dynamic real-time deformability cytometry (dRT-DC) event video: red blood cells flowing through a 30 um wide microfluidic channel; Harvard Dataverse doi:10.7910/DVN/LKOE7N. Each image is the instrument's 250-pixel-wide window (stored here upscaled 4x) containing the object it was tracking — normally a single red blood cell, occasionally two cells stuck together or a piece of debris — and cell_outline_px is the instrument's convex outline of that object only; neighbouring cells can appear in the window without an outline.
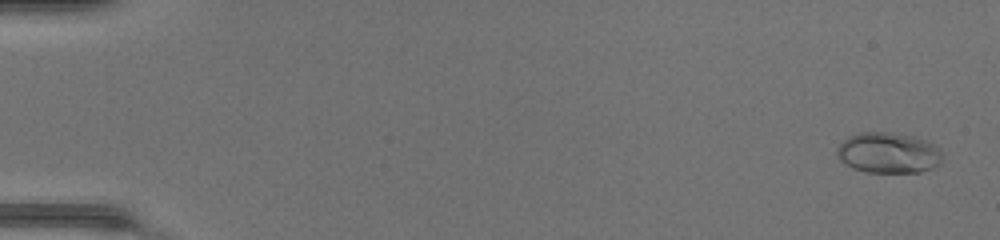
{"species": "common noctule bat (a hibernating species)", "species_latin": "Nyctalus noctula", "temperature_condition": "warm", "stored_images_in_passage": 50, "camera_frame_rate_fps": 3000, "um_per_image_px": 0.085, "animal": {"sex": "female", "body_mass_g": 17.0, "forearm_length_mm": 48.0}, "frame": {"image": 1, "passage_image": 2, "time_ms": 0.333, "image_size_px": [1000, 240], "cell_outline_px": [[940, 164], [932, 168], [920, 172], [868, 172], [852, 168], [844, 164], [836, 156], [836, 148], [848, 136], [860, 132], [888, 132], [912, 136], [924, 140], [932, 144], [940, 152]], "centroid_in_image_um": [75.44, 12.99], "position_along_channel_um": 9.6, "area_um2": 24.85}}
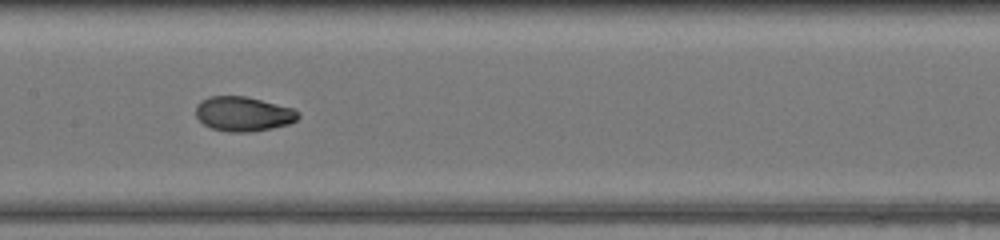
{"frame": {"image": 2, "passage_image": 26, "time_ms": 8.333, "image_size_px": [1000, 240], "cell_outline_px": [[300, 116], [296, 120], [288, 124], [272, 128], [252, 132], [228, 132], [212, 128], [204, 124], [196, 116], [196, 108], [208, 96], [244, 96], [292, 108]], "centroid_in_image_um": [20.67, 9.7], "position_along_channel_um": 186.7, "area_um2": 20.29}}
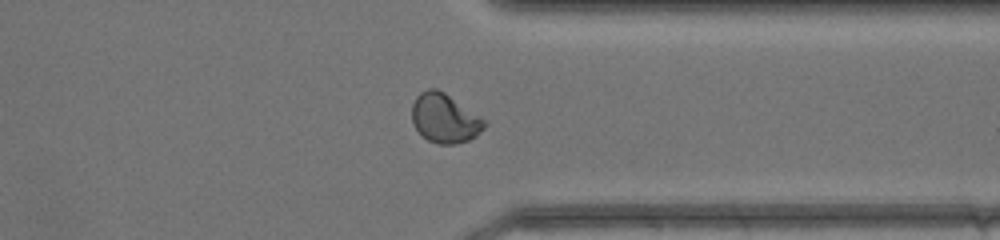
{"frame": {"image": 3, "passage_image": 39, "time_ms": 12.667, "image_size_px": [1000, 240], "cell_outline_px": [[484, 128], [476, 136], [468, 140], [452, 144], [436, 144], [428, 140], [416, 128], [412, 120], [412, 104], [416, 96], [420, 92], [428, 88], [436, 88], [444, 92], [480, 116], [484, 120]], "centroid_in_image_um": [37.77, 10.04], "position_along_channel_um": 373.6, "area_um2": 20.52}, "authors_computed_cell_mechanics": {"area_um2": 20.5768, "velocity_mm_per_s": 4.3485, "shape_relaxation_time_tau1_ms": 4.3036, "shape_relaxation_time_tau2_ms": 0.8801, "deformation_change_tau1": 0.2073, "deformation_change_tau2": 0.0405}}